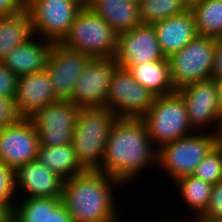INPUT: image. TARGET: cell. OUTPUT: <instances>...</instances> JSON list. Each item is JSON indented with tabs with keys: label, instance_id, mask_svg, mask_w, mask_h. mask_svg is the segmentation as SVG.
I'll list each match as a JSON object with an SVG mask.
<instances>
[{
	"label": "cell",
	"instance_id": "cell-1",
	"mask_svg": "<svg viewBox=\"0 0 222 222\" xmlns=\"http://www.w3.org/2000/svg\"><path fill=\"white\" fill-rule=\"evenodd\" d=\"M157 154L158 149L141 118H118L111 129L98 171L123 184L131 183L148 166L156 167Z\"/></svg>",
	"mask_w": 222,
	"mask_h": 222
},
{
	"label": "cell",
	"instance_id": "cell-2",
	"mask_svg": "<svg viewBox=\"0 0 222 222\" xmlns=\"http://www.w3.org/2000/svg\"><path fill=\"white\" fill-rule=\"evenodd\" d=\"M117 185L125 186L106 173L86 170L64 181L61 203L73 222H114L121 218L113 194Z\"/></svg>",
	"mask_w": 222,
	"mask_h": 222
},
{
	"label": "cell",
	"instance_id": "cell-3",
	"mask_svg": "<svg viewBox=\"0 0 222 222\" xmlns=\"http://www.w3.org/2000/svg\"><path fill=\"white\" fill-rule=\"evenodd\" d=\"M119 117L107 106L79 107L71 144L86 170H98L111 129Z\"/></svg>",
	"mask_w": 222,
	"mask_h": 222
},
{
	"label": "cell",
	"instance_id": "cell-4",
	"mask_svg": "<svg viewBox=\"0 0 222 222\" xmlns=\"http://www.w3.org/2000/svg\"><path fill=\"white\" fill-rule=\"evenodd\" d=\"M141 119L157 149L196 132L191 127L185 102L178 91L156 96L153 104Z\"/></svg>",
	"mask_w": 222,
	"mask_h": 222
},
{
	"label": "cell",
	"instance_id": "cell-5",
	"mask_svg": "<svg viewBox=\"0 0 222 222\" xmlns=\"http://www.w3.org/2000/svg\"><path fill=\"white\" fill-rule=\"evenodd\" d=\"M60 44L92 59L114 58L117 34L103 18L84 5Z\"/></svg>",
	"mask_w": 222,
	"mask_h": 222
},
{
	"label": "cell",
	"instance_id": "cell-6",
	"mask_svg": "<svg viewBox=\"0 0 222 222\" xmlns=\"http://www.w3.org/2000/svg\"><path fill=\"white\" fill-rule=\"evenodd\" d=\"M219 142V134L210 131L194 132L179 138L158 149L157 167L175 182L192 175L197 165Z\"/></svg>",
	"mask_w": 222,
	"mask_h": 222
},
{
	"label": "cell",
	"instance_id": "cell-7",
	"mask_svg": "<svg viewBox=\"0 0 222 222\" xmlns=\"http://www.w3.org/2000/svg\"><path fill=\"white\" fill-rule=\"evenodd\" d=\"M85 0H25L33 35L53 43L67 36Z\"/></svg>",
	"mask_w": 222,
	"mask_h": 222
},
{
	"label": "cell",
	"instance_id": "cell-8",
	"mask_svg": "<svg viewBox=\"0 0 222 222\" xmlns=\"http://www.w3.org/2000/svg\"><path fill=\"white\" fill-rule=\"evenodd\" d=\"M170 75L176 91L194 82L211 78L214 38L197 35L181 51L168 57Z\"/></svg>",
	"mask_w": 222,
	"mask_h": 222
},
{
	"label": "cell",
	"instance_id": "cell-9",
	"mask_svg": "<svg viewBox=\"0 0 222 222\" xmlns=\"http://www.w3.org/2000/svg\"><path fill=\"white\" fill-rule=\"evenodd\" d=\"M78 112L79 107L73 102L59 100L31 116L40 146L56 147L70 144Z\"/></svg>",
	"mask_w": 222,
	"mask_h": 222
},
{
	"label": "cell",
	"instance_id": "cell-10",
	"mask_svg": "<svg viewBox=\"0 0 222 222\" xmlns=\"http://www.w3.org/2000/svg\"><path fill=\"white\" fill-rule=\"evenodd\" d=\"M155 97L127 69L118 67L110 83L106 106L119 118H141Z\"/></svg>",
	"mask_w": 222,
	"mask_h": 222
},
{
	"label": "cell",
	"instance_id": "cell-11",
	"mask_svg": "<svg viewBox=\"0 0 222 222\" xmlns=\"http://www.w3.org/2000/svg\"><path fill=\"white\" fill-rule=\"evenodd\" d=\"M178 92L185 102L191 127L196 132L199 130L203 132V129L205 132L207 131L206 126H209L210 132L219 134L222 117L218 106L216 80L210 78L194 82L178 90Z\"/></svg>",
	"mask_w": 222,
	"mask_h": 222
},
{
	"label": "cell",
	"instance_id": "cell-12",
	"mask_svg": "<svg viewBox=\"0 0 222 222\" xmlns=\"http://www.w3.org/2000/svg\"><path fill=\"white\" fill-rule=\"evenodd\" d=\"M118 67L114 58L91 59L76 80L69 101L78 107L106 106L110 83Z\"/></svg>",
	"mask_w": 222,
	"mask_h": 222
},
{
	"label": "cell",
	"instance_id": "cell-13",
	"mask_svg": "<svg viewBox=\"0 0 222 222\" xmlns=\"http://www.w3.org/2000/svg\"><path fill=\"white\" fill-rule=\"evenodd\" d=\"M91 59L89 55L65 48L60 43L53 44L45 70L58 100H70L76 80Z\"/></svg>",
	"mask_w": 222,
	"mask_h": 222
},
{
	"label": "cell",
	"instance_id": "cell-14",
	"mask_svg": "<svg viewBox=\"0 0 222 222\" xmlns=\"http://www.w3.org/2000/svg\"><path fill=\"white\" fill-rule=\"evenodd\" d=\"M164 58L153 24L141 23L117 35L114 59L123 69Z\"/></svg>",
	"mask_w": 222,
	"mask_h": 222
},
{
	"label": "cell",
	"instance_id": "cell-15",
	"mask_svg": "<svg viewBox=\"0 0 222 222\" xmlns=\"http://www.w3.org/2000/svg\"><path fill=\"white\" fill-rule=\"evenodd\" d=\"M40 141L30 118L0 129V161L14 171L37 160Z\"/></svg>",
	"mask_w": 222,
	"mask_h": 222
},
{
	"label": "cell",
	"instance_id": "cell-16",
	"mask_svg": "<svg viewBox=\"0 0 222 222\" xmlns=\"http://www.w3.org/2000/svg\"><path fill=\"white\" fill-rule=\"evenodd\" d=\"M15 189L24 198L61 197L64 180L38 160L23 164L14 171Z\"/></svg>",
	"mask_w": 222,
	"mask_h": 222
},
{
	"label": "cell",
	"instance_id": "cell-17",
	"mask_svg": "<svg viewBox=\"0 0 222 222\" xmlns=\"http://www.w3.org/2000/svg\"><path fill=\"white\" fill-rule=\"evenodd\" d=\"M15 100L24 118H30L38 110L59 101L46 70L19 76Z\"/></svg>",
	"mask_w": 222,
	"mask_h": 222
},
{
	"label": "cell",
	"instance_id": "cell-18",
	"mask_svg": "<svg viewBox=\"0 0 222 222\" xmlns=\"http://www.w3.org/2000/svg\"><path fill=\"white\" fill-rule=\"evenodd\" d=\"M53 44L33 35L11 50L1 62L17 77L43 71L46 69Z\"/></svg>",
	"mask_w": 222,
	"mask_h": 222
},
{
	"label": "cell",
	"instance_id": "cell-19",
	"mask_svg": "<svg viewBox=\"0 0 222 222\" xmlns=\"http://www.w3.org/2000/svg\"><path fill=\"white\" fill-rule=\"evenodd\" d=\"M162 54L168 58L181 51L198 34L190 9L182 14L153 23Z\"/></svg>",
	"mask_w": 222,
	"mask_h": 222
},
{
	"label": "cell",
	"instance_id": "cell-20",
	"mask_svg": "<svg viewBox=\"0 0 222 222\" xmlns=\"http://www.w3.org/2000/svg\"><path fill=\"white\" fill-rule=\"evenodd\" d=\"M85 5L103 18L117 35L142 23L139 4L128 0H85Z\"/></svg>",
	"mask_w": 222,
	"mask_h": 222
},
{
	"label": "cell",
	"instance_id": "cell-21",
	"mask_svg": "<svg viewBox=\"0 0 222 222\" xmlns=\"http://www.w3.org/2000/svg\"><path fill=\"white\" fill-rule=\"evenodd\" d=\"M135 80L155 96L176 92L170 75L168 58L140 63L126 68Z\"/></svg>",
	"mask_w": 222,
	"mask_h": 222
},
{
	"label": "cell",
	"instance_id": "cell-22",
	"mask_svg": "<svg viewBox=\"0 0 222 222\" xmlns=\"http://www.w3.org/2000/svg\"><path fill=\"white\" fill-rule=\"evenodd\" d=\"M37 160L64 181L86 171L71 143L56 147L40 146Z\"/></svg>",
	"mask_w": 222,
	"mask_h": 222
},
{
	"label": "cell",
	"instance_id": "cell-23",
	"mask_svg": "<svg viewBox=\"0 0 222 222\" xmlns=\"http://www.w3.org/2000/svg\"><path fill=\"white\" fill-rule=\"evenodd\" d=\"M32 36L30 16L26 8L12 15L0 16V62L11 50Z\"/></svg>",
	"mask_w": 222,
	"mask_h": 222
},
{
	"label": "cell",
	"instance_id": "cell-24",
	"mask_svg": "<svg viewBox=\"0 0 222 222\" xmlns=\"http://www.w3.org/2000/svg\"><path fill=\"white\" fill-rule=\"evenodd\" d=\"M177 194L184 201L193 215L198 219L206 210L209 204L212 184L205 182L193 175L182 177L175 182Z\"/></svg>",
	"mask_w": 222,
	"mask_h": 222
},
{
	"label": "cell",
	"instance_id": "cell-25",
	"mask_svg": "<svg viewBox=\"0 0 222 222\" xmlns=\"http://www.w3.org/2000/svg\"><path fill=\"white\" fill-rule=\"evenodd\" d=\"M189 9L199 36L222 37V0H198Z\"/></svg>",
	"mask_w": 222,
	"mask_h": 222
},
{
	"label": "cell",
	"instance_id": "cell-26",
	"mask_svg": "<svg viewBox=\"0 0 222 222\" xmlns=\"http://www.w3.org/2000/svg\"><path fill=\"white\" fill-rule=\"evenodd\" d=\"M139 8L141 22L153 24L184 13L189 4L185 0H142Z\"/></svg>",
	"mask_w": 222,
	"mask_h": 222
},
{
	"label": "cell",
	"instance_id": "cell-27",
	"mask_svg": "<svg viewBox=\"0 0 222 222\" xmlns=\"http://www.w3.org/2000/svg\"><path fill=\"white\" fill-rule=\"evenodd\" d=\"M192 175L212 185L222 181V142L204 157Z\"/></svg>",
	"mask_w": 222,
	"mask_h": 222
},
{
	"label": "cell",
	"instance_id": "cell-28",
	"mask_svg": "<svg viewBox=\"0 0 222 222\" xmlns=\"http://www.w3.org/2000/svg\"><path fill=\"white\" fill-rule=\"evenodd\" d=\"M22 198L14 203L13 216L19 222H45L46 197Z\"/></svg>",
	"mask_w": 222,
	"mask_h": 222
},
{
	"label": "cell",
	"instance_id": "cell-29",
	"mask_svg": "<svg viewBox=\"0 0 222 222\" xmlns=\"http://www.w3.org/2000/svg\"><path fill=\"white\" fill-rule=\"evenodd\" d=\"M18 194L15 189L14 170L0 161V203L13 209Z\"/></svg>",
	"mask_w": 222,
	"mask_h": 222
},
{
	"label": "cell",
	"instance_id": "cell-30",
	"mask_svg": "<svg viewBox=\"0 0 222 222\" xmlns=\"http://www.w3.org/2000/svg\"><path fill=\"white\" fill-rule=\"evenodd\" d=\"M24 117L20 114L15 97L0 95V129L20 122Z\"/></svg>",
	"mask_w": 222,
	"mask_h": 222
},
{
	"label": "cell",
	"instance_id": "cell-31",
	"mask_svg": "<svg viewBox=\"0 0 222 222\" xmlns=\"http://www.w3.org/2000/svg\"><path fill=\"white\" fill-rule=\"evenodd\" d=\"M222 216V181L212 185L208 207L198 218L207 222H215Z\"/></svg>",
	"mask_w": 222,
	"mask_h": 222
},
{
	"label": "cell",
	"instance_id": "cell-32",
	"mask_svg": "<svg viewBox=\"0 0 222 222\" xmlns=\"http://www.w3.org/2000/svg\"><path fill=\"white\" fill-rule=\"evenodd\" d=\"M45 222H73L67 209L61 203V197H46Z\"/></svg>",
	"mask_w": 222,
	"mask_h": 222
},
{
	"label": "cell",
	"instance_id": "cell-33",
	"mask_svg": "<svg viewBox=\"0 0 222 222\" xmlns=\"http://www.w3.org/2000/svg\"><path fill=\"white\" fill-rule=\"evenodd\" d=\"M18 77L0 62V95L15 97Z\"/></svg>",
	"mask_w": 222,
	"mask_h": 222
},
{
	"label": "cell",
	"instance_id": "cell-34",
	"mask_svg": "<svg viewBox=\"0 0 222 222\" xmlns=\"http://www.w3.org/2000/svg\"><path fill=\"white\" fill-rule=\"evenodd\" d=\"M211 78L214 80L222 79V37L214 38V61Z\"/></svg>",
	"mask_w": 222,
	"mask_h": 222
},
{
	"label": "cell",
	"instance_id": "cell-35",
	"mask_svg": "<svg viewBox=\"0 0 222 222\" xmlns=\"http://www.w3.org/2000/svg\"><path fill=\"white\" fill-rule=\"evenodd\" d=\"M25 8V0H0V16L18 13Z\"/></svg>",
	"mask_w": 222,
	"mask_h": 222
},
{
	"label": "cell",
	"instance_id": "cell-36",
	"mask_svg": "<svg viewBox=\"0 0 222 222\" xmlns=\"http://www.w3.org/2000/svg\"><path fill=\"white\" fill-rule=\"evenodd\" d=\"M12 214V209L0 203V222H4Z\"/></svg>",
	"mask_w": 222,
	"mask_h": 222
},
{
	"label": "cell",
	"instance_id": "cell-37",
	"mask_svg": "<svg viewBox=\"0 0 222 222\" xmlns=\"http://www.w3.org/2000/svg\"><path fill=\"white\" fill-rule=\"evenodd\" d=\"M216 87H217L218 106L220 110V115L222 117V79L216 80Z\"/></svg>",
	"mask_w": 222,
	"mask_h": 222
},
{
	"label": "cell",
	"instance_id": "cell-38",
	"mask_svg": "<svg viewBox=\"0 0 222 222\" xmlns=\"http://www.w3.org/2000/svg\"><path fill=\"white\" fill-rule=\"evenodd\" d=\"M181 220H182L183 222H189V221H187V219L183 220V219H180V218H179V220H178V219L175 220V219H173V218H171V219L169 218V219H167V220L164 219V218H163V220L158 219L159 222H182ZM158 221L155 220V221H153V222H158ZM143 222H144V221H143ZM145 222H146V221H145ZM149 222H152V220L149 221Z\"/></svg>",
	"mask_w": 222,
	"mask_h": 222
},
{
	"label": "cell",
	"instance_id": "cell-39",
	"mask_svg": "<svg viewBox=\"0 0 222 222\" xmlns=\"http://www.w3.org/2000/svg\"><path fill=\"white\" fill-rule=\"evenodd\" d=\"M4 222H19L13 214H11Z\"/></svg>",
	"mask_w": 222,
	"mask_h": 222
},
{
	"label": "cell",
	"instance_id": "cell-40",
	"mask_svg": "<svg viewBox=\"0 0 222 222\" xmlns=\"http://www.w3.org/2000/svg\"><path fill=\"white\" fill-rule=\"evenodd\" d=\"M190 220V221H189ZM189 222H207V221H203V220H200V219H193L192 220V217H190V219H188Z\"/></svg>",
	"mask_w": 222,
	"mask_h": 222
},
{
	"label": "cell",
	"instance_id": "cell-41",
	"mask_svg": "<svg viewBox=\"0 0 222 222\" xmlns=\"http://www.w3.org/2000/svg\"><path fill=\"white\" fill-rule=\"evenodd\" d=\"M128 1L133 2V3L140 4L142 0H128Z\"/></svg>",
	"mask_w": 222,
	"mask_h": 222
},
{
	"label": "cell",
	"instance_id": "cell-42",
	"mask_svg": "<svg viewBox=\"0 0 222 222\" xmlns=\"http://www.w3.org/2000/svg\"><path fill=\"white\" fill-rule=\"evenodd\" d=\"M189 5H191L193 2H196L198 0H185Z\"/></svg>",
	"mask_w": 222,
	"mask_h": 222
},
{
	"label": "cell",
	"instance_id": "cell-43",
	"mask_svg": "<svg viewBox=\"0 0 222 222\" xmlns=\"http://www.w3.org/2000/svg\"><path fill=\"white\" fill-rule=\"evenodd\" d=\"M219 138H220V142H222V126H221V131L219 133Z\"/></svg>",
	"mask_w": 222,
	"mask_h": 222
},
{
	"label": "cell",
	"instance_id": "cell-44",
	"mask_svg": "<svg viewBox=\"0 0 222 222\" xmlns=\"http://www.w3.org/2000/svg\"><path fill=\"white\" fill-rule=\"evenodd\" d=\"M215 222H222V216L218 218Z\"/></svg>",
	"mask_w": 222,
	"mask_h": 222
},
{
	"label": "cell",
	"instance_id": "cell-45",
	"mask_svg": "<svg viewBox=\"0 0 222 222\" xmlns=\"http://www.w3.org/2000/svg\"><path fill=\"white\" fill-rule=\"evenodd\" d=\"M120 220H121V218L117 219V220L114 221V222H121ZM122 222H123V220H122Z\"/></svg>",
	"mask_w": 222,
	"mask_h": 222
}]
</instances>
